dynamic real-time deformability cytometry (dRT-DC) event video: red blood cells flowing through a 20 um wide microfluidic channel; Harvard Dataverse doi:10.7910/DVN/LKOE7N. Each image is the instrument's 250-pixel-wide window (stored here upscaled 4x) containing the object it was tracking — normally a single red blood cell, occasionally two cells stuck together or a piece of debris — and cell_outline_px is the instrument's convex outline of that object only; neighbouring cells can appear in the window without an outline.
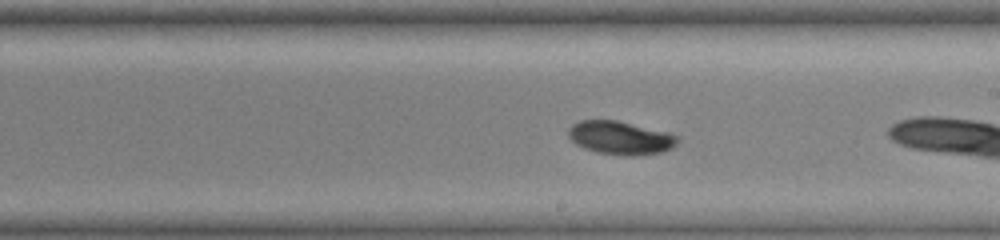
{"species": "common noctule bat (a hibernating species)", "species_latin": "Nyctalus noctula", "temperature_condition": "warm", "stored_images_in_passage": 15, "camera_frame_rate_fps": 3000, "um_per_image_px": 0.085, "animal": {"sex": "female", "body_mass_g": 19.0, "forearm_length_mm": 51.5}, "frame": {"image": 1, "passage_image": 13, "time_ms": 3.667, "image_size_px": [1000, 240], "cell_outline_px": [[680, 140], [672, 148], [660, 152], [632, 156], [628, 156], [596, 152], [584, 148], [576, 144], [568, 136], [568, 128], [572, 124], [580, 120], [616, 120], [668, 132], [680, 136]], "centroid_in_image_um": [52.74, 11.71], "position_along_channel_um": 236.3, "area_um2": 21.27}}